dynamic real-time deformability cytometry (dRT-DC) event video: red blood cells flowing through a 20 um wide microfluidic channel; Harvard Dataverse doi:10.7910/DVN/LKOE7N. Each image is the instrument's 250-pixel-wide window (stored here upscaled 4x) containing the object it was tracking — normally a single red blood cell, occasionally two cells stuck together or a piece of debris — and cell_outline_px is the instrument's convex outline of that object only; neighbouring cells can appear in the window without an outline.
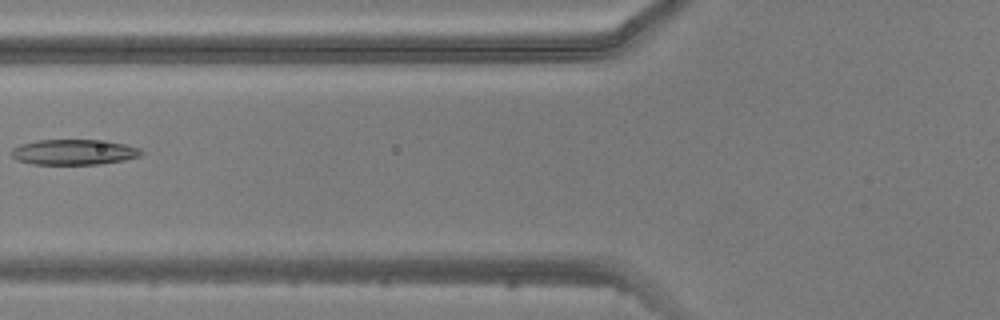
{"species": "common noctule bat (a hibernating species)", "species_latin": "Nyctalus noctula", "temperature_condition": "warm", "stored_images_in_passage": 5, "camera_frame_rate_fps": 3000, "um_per_image_px": 0.085, "animal": {"sex": "male", "body_mass_g": 20.5, "forearm_length_mm": 52.5}, "frame": {"image": 1, "passage_image": 5, "time_ms": 5.667, "image_size_px": [1000, 320], "cell_outline_px": [[144, 152], [140, 156], [124, 160], [100, 164], [32, 164], [16, 160], [12, 156], [12, 148], [20, 144], [36, 140], [108, 140], [140, 148]], "centroid_in_image_um": [6.29, 12.92], "position_along_channel_um": 119.5, "area_um2": 19.36}}